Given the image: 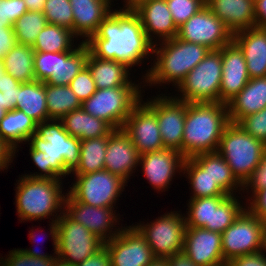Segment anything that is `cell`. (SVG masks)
Masks as SVG:
<instances>
[{"instance_id": "obj_1", "label": "cell", "mask_w": 266, "mask_h": 266, "mask_svg": "<svg viewBox=\"0 0 266 266\" xmlns=\"http://www.w3.org/2000/svg\"><path fill=\"white\" fill-rule=\"evenodd\" d=\"M84 43L93 56L123 63L129 69L140 66L144 58H151L154 48L139 16L134 11L121 9L111 11Z\"/></svg>"}, {"instance_id": "obj_2", "label": "cell", "mask_w": 266, "mask_h": 266, "mask_svg": "<svg viewBox=\"0 0 266 266\" xmlns=\"http://www.w3.org/2000/svg\"><path fill=\"white\" fill-rule=\"evenodd\" d=\"M27 142H30V157L41 173L34 172L26 176L63 179V176L72 175L79 164L81 140L70 136L60 120L38 123L36 133Z\"/></svg>"}, {"instance_id": "obj_3", "label": "cell", "mask_w": 266, "mask_h": 266, "mask_svg": "<svg viewBox=\"0 0 266 266\" xmlns=\"http://www.w3.org/2000/svg\"><path fill=\"white\" fill-rule=\"evenodd\" d=\"M229 123L227 104L187 102L182 142L183 157L186 159L217 151L223 131Z\"/></svg>"}, {"instance_id": "obj_4", "label": "cell", "mask_w": 266, "mask_h": 266, "mask_svg": "<svg viewBox=\"0 0 266 266\" xmlns=\"http://www.w3.org/2000/svg\"><path fill=\"white\" fill-rule=\"evenodd\" d=\"M154 44V64L143 79L149 86L170 84L177 88L196 65L209 53L208 47L187 42L177 37ZM160 46V47H157ZM154 84V85H153Z\"/></svg>"}, {"instance_id": "obj_5", "label": "cell", "mask_w": 266, "mask_h": 266, "mask_svg": "<svg viewBox=\"0 0 266 266\" xmlns=\"http://www.w3.org/2000/svg\"><path fill=\"white\" fill-rule=\"evenodd\" d=\"M62 182V179L32 178L23 174L15 189V205L19 218L24 222L53 216L54 221H57L64 212L66 197L65 193H62ZM59 211L58 215L56 212Z\"/></svg>"}, {"instance_id": "obj_6", "label": "cell", "mask_w": 266, "mask_h": 266, "mask_svg": "<svg viewBox=\"0 0 266 266\" xmlns=\"http://www.w3.org/2000/svg\"><path fill=\"white\" fill-rule=\"evenodd\" d=\"M50 235L54 253L63 262L76 266L104 247V241L79 222L73 221L65 212L57 221L50 219Z\"/></svg>"}, {"instance_id": "obj_7", "label": "cell", "mask_w": 266, "mask_h": 266, "mask_svg": "<svg viewBox=\"0 0 266 266\" xmlns=\"http://www.w3.org/2000/svg\"><path fill=\"white\" fill-rule=\"evenodd\" d=\"M265 149L262 141L230 122L223 131L217 151L243 185L259 165Z\"/></svg>"}, {"instance_id": "obj_8", "label": "cell", "mask_w": 266, "mask_h": 266, "mask_svg": "<svg viewBox=\"0 0 266 266\" xmlns=\"http://www.w3.org/2000/svg\"><path fill=\"white\" fill-rule=\"evenodd\" d=\"M234 195L189 199L185 217L187 228L224 232L246 206Z\"/></svg>"}, {"instance_id": "obj_9", "label": "cell", "mask_w": 266, "mask_h": 266, "mask_svg": "<svg viewBox=\"0 0 266 266\" xmlns=\"http://www.w3.org/2000/svg\"><path fill=\"white\" fill-rule=\"evenodd\" d=\"M222 77L221 49L210 50L177 87L175 98L188 103L220 102Z\"/></svg>"}, {"instance_id": "obj_10", "label": "cell", "mask_w": 266, "mask_h": 266, "mask_svg": "<svg viewBox=\"0 0 266 266\" xmlns=\"http://www.w3.org/2000/svg\"><path fill=\"white\" fill-rule=\"evenodd\" d=\"M141 87H116L97 89L82 103L86 113L121 129L134 106L143 98Z\"/></svg>"}, {"instance_id": "obj_11", "label": "cell", "mask_w": 266, "mask_h": 266, "mask_svg": "<svg viewBox=\"0 0 266 266\" xmlns=\"http://www.w3.org/2000/svg\"><path fill=\"white\" fill-rule=\"evenodd\" d=\"M179 212L164 213L153 222L134 225L145 237L155 258L166 259L183 250L187 226Z\"/></svg>"}, {"instance_id": "obj_12", "label": "cell", "mask_w": 266, "mask_h": 266, "mask_svg": "<svg viewBox=\"0 0 266 266\" xmlns=\"http://www.w3.org/2000/svg\"><path fill=\"white\" fill-rule=\"evenodd\" d=\"M222 254L225 263L235 257L265 249L262 220L245 208L236 220L221 233Z\"/></svg>"}, {"instance_id": "obj_13", "label": "cell", "mask_w": 266, "mask_h": 266, "mask_svg": "<svg viewBox=\"0 0 266 266\" xmlns=\"http://www.w3.org/2000/svg\"><path fill=\"white\" fill-rule=\"evenodd\" d=\"M75 177L68 193L76 201L95 207H114L127 186L124 179L105 169Z\"/></svg>"}, {"instance_id": "obj_14", "label": "cell", "mask_w": 266, "mask_h": 266, "mask_svg": "<svg viewBox=\"0 0 266 266\" xmlns=\"http://www.w3.org/2000/svg\"><path fill=\"white\" fill-rule=\"evenodd\" d=\"M176 37L210 50L221 49L233 41V33L207 6L178 27Z\"/></svg>"}, {"instance_id": "obj_15", "label": "cell", "mask_w": 266, "mask_h": 266, "mask_svg": "<svg viewBox=\"0 0 266 266\" xmlns=\"http://www.w3.org/2000/svg\"><path fill=\"white\" fill-rule=\"evenodd\" d=\"M163 95L158 94L154 99H147L145 103L156 113L164 148L173 149L182 154L187 102L176 99L172 95Z\"/></svg>"}, {"instance_id": "obj_16", "label": "cell", "mask_w": 266, "mask_h": 266, "mask_svg": "<svg viewBox=\"0 0 266 266\" xmlns=\"http://www.w3.org/2000/svg\"><path fill=\"white\" fill-rule=\"evenodd\" d=\"M131 226H122L118 235L104 243L111 266H146L155 259L145 237Z\"/></svg>"}, {"instance_id": "obj_17", "label": "cell", "mask_w": 266, "mask_h": 266, "mask_svg": "<svg viewBox=\"0 0 266 266\" xmlns=\"http://www.w3.org/2000/svg\"><path fill=\"white\" fill-rule=\"evenodd\" d=\"M122 129L129 136L140 155L165 149L156 113L142 98L132 109Z\"/></svg>"}, {"instance_id": "obj_18", "label": "cell", "mask_w": 266, "mask_h": 266, "mask_svg": "<svg viewBox=\"0 0 266 266\" xmlns=\"http://www.w3.org/2000/svg\"><path fill=\"white\" fill-rule=\"evenodd\" d=\"M66 194L64 212L73 221L85 226L104 242L120 233L122 227L113 230L119 222L114 207H95L83 204L76 201L69 193Z\"/></svg>"}, {"instance_id": "obj_19", "label": "cell", "mask_w": 266, "mask_h": 266, "mask_svg": "<svg viewBox=\"0 0 266 266\" xmlns=\"http://www.w3.org/2000/svg\"><path fill=\"white\" fill-rule=\"evenodd\" d=\"M184 160L179 151L165 148L141 154L138 165H141L143 175L149 184L155 190L165 192L176 172H183Z\"/></svg>"}, {"instance_id": "obj_20", "label": "cell", "mask_w": 266, "mask_h": 266, "mask_svg": "<svg viewBox=\"0 0 266 266\" xmlns=\"http://www.w3.org/2000/svg\"><path fill=\"white\" fill-rule=\"evenodd\" d=\"M198 266L225 264L221 233L204 228H186L182 250Z\"/></svg>"}, {"instance_id": "obj_21", "label": "cell", "mask_w": 266, "mask_h": 266, "mask_svg": "<svg viewBox=\"0 0 266 266\" xmlns=\"http://www.w3.org/2000/svg\"><path fill=\"white\" fill-rule=\"evenodd\" d=\"M222 77L219 92L220 103L227 104L249 82L246 61L243 52L232 41L221 48Z\"/></svg>"}, {"instance_id": "obj_22", "label": "cell", "mask_w": 266, "mask_h": 266, "mask_svg": "<svg viewBox=\"0 0 266 266\" xmlns=\"http://www.w3.org/2000/svg\"><path fill=\"white\" fill-rule=\"evenodd\" d=\"M140 154L123 129H115L108 137L104 169L129 180L139 164Z\"/></svg>"}, {"instance_id": "obj_23", "label": "cell", "mask_w": 266, "mask_h": 266, "mask_svg": "<svg viewBox=\"0 0 266 266\" xmlns=\"http://www.w3.org/2000/svg\"><path fill=\"white\" fill-rule=\"evenodd\" d=\"M134 12L139 16L149 40L156 44L175 38L178 27L175 25L166 0H150L141 4ZM155 40L153 41V37ZM156 36V37H155Z\"/></svg>"}, {"instance_id": "obj_24", "label": "cell", "mask_w": 266, "mask_h": 266, "mask_svg": "<svg viewBox=\"0 0 266 266\" xmlns=\"http://www.w3.org/2000/svg\"><path fill=\"white\" fill-rule=\"evenodd\" d=\"M243 52L250 78L266 77V28L252 27L233 34Z\"/></svg>"}, {"instance_id": "obj_25", "label": "cell", "mask_w": 266, "mask_h": 266, "mask_svg": "<svg viewBox=\"0 0 266 266\" xmlns=\"http://www.w3.org/2000/svg\"><path fill=\"white\" fill-rule=\"evenodd\" d=\"M72 6L73 34L86 42L98 30L99 24L113 9V0H69Z\"/></svg>"}, {"instance_id": "obj_26", "label": "cell", "mask_w": 266, "mask_h": 266, "mask_svg": "<svg viewBox=\"0 0 266 266\" xmlns=\"http://www.w3.org/2000/svg\"><path fill=\"white\" fill-rule=\"evenodd\" d=\"M206 6L233 34L255 27L254 0H206Z\"/></svg>"}, {"instance_id": "obj_27", "label": "cell", "mask_w": 266, "mask_h": 266, "mask_svg": "<svg viewBox=\"0 0 266 266\" xmlns=\"http://www.w3.org/2000/svg\"><path fill=\"white\" fill-rule=\"evenodd\" d=\"M231 123L266 108V77L250 78L247 85L227 103Z\"/></svg>"}, {"instance_id": "obj_28", "label": "cell", "mask_w": 266, "mask_h": 266, "mask_svg": "<svg viewBox=\"0 0 266 266\" xmlns=\"http://www.w3.org/2000/svg\"><path fill=\"white\" fill-rule=\"evenodd\" d=\"M86 67L91 73L96 89L140 87V83H132V80L129 79L131 69L123 63L101 59L89 52Z\"/></svg>"}, {"instance_id": "obj_29", "label": "cell", "mask_w": 266, "mask_h": 266, "mask_svg": "<svg viewBox=\"0 0 266 266\" xmlns=\"http://www.w3.org/2000/svg\"><path fill=\"white\" fill-rule=\"evenodd\" d=\"M60 121L69 135L79 140L110 136L115 130L108 122L86 113L83 108L67 113Z\"/></svg>"}, {"instance_id": "obj_30", "label": "cell", "mask_w": 266, "mask_h": 266, "mask_svg": "<svg viewBox=\"0 0 266 266\" xmlns=\"http://www.w3.org/2000/svg\"><path fill=\"white\" fill-rule=\"evenodd\" d=\"M37 123L24 112L13 109L6 112L0 121V138L15 152L20 143L28 141L36 133Z\"/></svg>"}, {"instance_id": "obj_31", "label": "cell", "mask_w": 266, "mask_h": 266, "mask_svg": "<svg viewBox=\"0 0 266 266\" xmlns=\"http://www.w3.org/2000/svg\"><path fill=\"white\" fill-rule=\"evenodd\" d=\"M16 109L24 112L37 124L48 121L46 83L37 80L21 83L18 87Z\"/></svg>"}, {"instance_id": "obj_32", "label": "cell", "mask_w": 266, "mask_h": 266, "mask_svg": "<svg viewBox=\"0 0 266 266\" xmlns=\"http://www.w3.org/2000/svg\"><path fill=\"white\" fill-rule=\"evenodd\" d=\"M191 158L209 174L212 180L215 181L227 195H236L235 192L243 191L242 184L233 175L231 168L218 151L198 154Z\"/></svg>"}, {"instance_id": "obj_33", "label": "cell", "mask_w": 266, "mask_h": 266, "mask_svg": "<svg viewBox=\"0 0 266 266\" xmlns=\"http://www.w3.org/2000/svg\"><path fill=\"white\" fill-rule=\"evenodd\" d=\"M89 54L87 45L83 42L71 51L58 52L57 72L45 82L51 85L66 86L73 78L86 67Z\"/></svg>"}, {"instance_id": "obj_34", "label": "cell", "mask_w": 266, "mask_h": 266, "mask_svg": "<svg viewBox=\"0 0 266 266\" xmlns=\"http://www.w3.org/2000/svg\"><path fill=\"white\" fill-rule=\"evenodd\" d=\"M34 53L32 46L16 44L2 58L6 73L20 83L34 81Z\"/></svg>"}, {"instance_id": "obj_35", "label": "cell", "mask_w": 266, "mask_h": 266, "mask_svg": "<svg viewBox=\"0 0 266 266\" xmlns=\"http://www.w3.org/2000/svg\"><path fill=\"white\" fill-rule=\"evenodd\" d=\"M109 136L81 140L80 160L73 175L89 174L104 170L106 147Z\"/></svg>"}, {"instance_id": "obj_36", "label": "cell", "mask_w": 266, "mask_h": 266, "mask_svg": "<svg viewBox=\"0 0 266 266\" xmlns=\"http://www.w3.org/2000/svg\"><path fill=\"white\" fill-rule=\"evenodd\" d=\"M46 104L48 120H60L67 113L82 108V103L68 85L57 86L46 83Z\"/></svg>"}, {"instance_id": "obj_37", "label": "cell", "mask_w": 266, "mask_h": 266, "mask_svg": "<svg viewBox=\"0 0 266 266\" xmlns=\"http://www.w3.org/2000/svg\"><path fill=\"white\" fill-rule=\"evenodd\" d=\"M73 32L67 28L46 24L32 46L35 52H66L75 45ZM73 41V42H72Z\"/></svg>"}, {"instance_id": "obj_38", "label": "cell", "mask_w": 266, "mask_h": 266, "mask_svg": "<svg viewBox=\"0 0 266 266\" xmlns=\"http://www.w3.org/2000/svg\"><path fill=\"white\" fill-rule=\"evenodd\" d=\"M183 171V174L188 175L191 190L193 189L191 198L228 196L192 158L184 160Z\"/></svg>"}, {"instance_id": "obj_39", "label": "cell", "mask_w": 266, "mask_h": 266, "mask_svg": "<svg viewBox=\"0 0 266 266\" xmlns=\"http://www.w3.org/2000/svg\"><path fill=\"white\" fill-rule=\"evenodd\" d=\"M43 12L27 11L13 24L17 44L33 46L38 34L46 26Z\"/></svg>"}, {"instance_id": "obj_40", "label": "cell", "mask_w": 266, "mask_h": 266, "mask_svg": "<svg viewBox=\"0 0 266 266\" xmlns=\"http://www.w3.org/2000/svg\"><path fill=\"white\" fill-rule=\"evenodd\" d=\"M43 14L47 24L58 25L73 32V12L69 0H46Z\"/></svg>"}, {"instance_id": "obj_41", "label": "cell", "mask_w": 266, "mask_h": 266, "mask_svg": "<svg viewBox=\"0 0 266 266\" xmlns=\"http://www.w3.org/2000/svg\"><path fill=\"white\" fill-rule=\"evenodd\" d=\"M166 3L177 27L206 6V0H166Z\"/></svg>"}, {"instance_id": "obj_42", "label": "cell", "mask_w": 266, "mask_h": 266, "mask_svg": "<svg viewBox=\"0 0 266 266\" xmlns=\"http://www.w3.org/2000/svg\"><path fill=\"white\" fill-rule=\"evenodd\" d=\"M58 52H35L34 75L35 80L46 82L52 74L57 72Z\"/></svg>"}, {"instance_id": "obj_43", "label": "cell", "mask_w": 266, "mask_h": 266, "mask_svg": "<svg viewBox=\"0 0 266 266\" xmlns=\"http://www.w3.org/2000/svg\"><path fill=\"white\" fill-rule=\"evenodd\" d=\"M245 132L266 145V108L243 117L237 123Z\"/></svg>"}, {"instance_id": "obj_44", "label": "cell", "mask_w": 266, "mask_h": 266, "mask_svg": "<svg viewBox=\"0 0 266 266\" xmlns=\"http://www.w3.org/2000/svg\"><path fill=\"white\" fill-rule=\"evenodd\" d=\"M76 97L83 103L96 92L95 82L87 67H84L68 85Z\"/></svg>"}, {"instance_id": "obj_45", "label": "cell", "mask_w": 266, "mask_h": 266, "mask_svg": "<svg viewBox=\"0 0 266 266\" xmlns=\"http://www.w3.org/2000/svg\"><path fill=\"white\" fill-rule=\"evenodd\" d=\"M27 11L24 0H0V28L13 27L15 21Z\"/></svg>"}, {"instance_id": "obj_46", "label": "cell", "mask_w": 266, "mask_h": 266, "mask_svg": "<svg viewBox=\"0 0 266 266\" xmlns=\"http://www.w3.org/2000/svg\"><path fill=\"white\" fill-rule=\"evenodd\" d=\"M4 260L7 266H52L57 258L31 257L23 249H14Z\"/></svg>"}, {"instance_id": "obj_47", "label": "cell", "mask_w": 266, "mask_h": 266, "mask_svg": "<svg viewBox=\"0 0 266 266\" xmlns=\"http://www.w3.org/2000/svg\"><path fill=\"white\" fill-rule=\"evenodd\" d=\"M242 188L243 193L244 190H249L250 188L251 191H259L266 188V149L263 152V156L259 165L254 169L251 176L242 185Z\"/></svg>"}, {"instance_id": "obj_48", "label": "cell", "mask_w": 266, "mask_h": 266, "mask_svg": "<svg viewBox=\"0 0 266 266\" xmlns=\"http://www.w3.org/2000/svg\"><path fill=\"white\" fill-rule=\"evenodd\" d=\"M252 196L247 199L246 208L260 219L266 215V188L259 191H252Z\"/></svg>"}, {"instance_id": "obj_49", "label": "cell", "mask_w": 266, "mask_h": 266, "mask_svg": "<svg viewBox=\"0 0 266 266\" xmlns=\"http://www.w3.org/2000/svg\"><path fill=\"white\" fill-rule=\"evenodd\" d=\"M266 250H262L260 252L242 255L239 257H235L230 262H228L229 266H266Z\"/></svg>"}, {"instance_id": "obj_50", "label": "cell", "mask_w": 266, "mask_h": 266, "mask_svg": "<svg viewBox=\"0 0 266 266\" xmlns=\"http://www.w3.org/2000/svg\"><path fill=\"white\" fill-rule=\"evenodd\" d=\"M16 44L13 27L0 28V57L3 58Z\"/></svg>"}, {"instance_id": "obj_51", "label": "cell", "mask_w": 266, "mask_h": 266, "mask_svg": "<svg viewBox=\"0 0 266 266\" xmlns=\"http://www.w3.org/2000/svg\"><path fill=\"white\" fill-rule=\"evenodd\" d=\"M76 266H111L110 256L104 246L93 256L88 257Z\"/></svg>"}, {"instance_id": "obj_52", "label": "cell", "mask_w": 266, "mask_h": 266, "mask_svg": "<svg viewBox=\"0 0 266 266\" xmlns=\"http://www.w3.org/2000/svg\"><path fill=\"white\" fill-rule=\"evenodd\" d=\"M16 152L0 138V171L5 170L13 162Z\"/></svg>"}, {"instance_id": "obj_53", "label": "cell", "mask_w": 266, "mask_h": 266, "mask_svg": "<svg viewBox=\"0 0 266 266\" xmlns=\"http://www.w3.org/2000/svg\"><path fill=\"white\" fill-rule=\"evenodd\" d=\"M255 27L266 28V0H254Z\"/></svg>"}, {"instance_id": "obj_54", "label": "cell", "mask_w": 266, "mask_h": 266, "mask_svg": "<svg viewBox=\"0 0 266 266\" xmlns=\"http://www.w3.org/2000/svg\"><path fill=\"white\" fill-rule=\"evenodd\" d=\"M168 266H198L183 251L166 258Z\"/></svg>"}, {"instance_id": "obj_55", "label": "cell", "mask_w": 266, "mask_h": 266, "mask_svg": "<svg viewBox=\"0 0 266 266\" xmlns=\"http://www.w3.org/2000/svg\"><path fill=\"white\" fill-rule=\"evenodd\" d=\"M7 111L16 109L18 88L1 89Z\"/></svg>"}, {"instance_id": "obj_56", "label": "cell", "mask_w": 266, "mask_h": 266, "mask_svg": "<svg viewBox=\"0 0 266 266\" xmlns=\"http://www.w3.org/2000/svg\"><path fill=\"white\" fill-rule=\"evenodd\" d=\"M20 85V82L5 72L0 79V92L1 89L18 88Z\"/></svg>"}, {"instance_id": "obj_57", "label": "cell", "mask_w": 266, "mask_h": 266, "mask_svg": "<svg viewBox=\"0 0 266 266\" xmlns=\"http://www.w3.org/2000/svg\"><path fill=\"white\" fill-rule=\"evenodd\" d=\"M35 232L31 229V233L29 232V238H30V240H33L34 242L33 243H35L36 242V234H34ZM46 236V235H45ZM40 242V241H39ZM43 242V241H42ZM24 250V252H26L28 255H30L31 257H39V258H57V256L55 255V256H52V255H47V253H41V251H38V250H31V248L29 249H23Z\"/></svg>"}, {"instance_id": "obj_58", "label": "cell", "mask_w": 266, "mask_h": 266, "mask_svg": "<svg viewBox=\"0 0 266 266\" xmlns=\"http://www.w3.org/2000/svg\"><path fill=\"white\" fill-rule=\"evenodd\" d=\"M28 11L43 12L46 0H24Z\"/></svg>"}, {"instance_id": "obj_59", "label": "cell", "mask_w": 266, "mask_h": 266, "mask_svg": "<svg viewBox=\"0 0 266 266\" xmlns=\"http://www.w3.org/2000/svg\"><path fill=\"white\" fill-rule=\"evenodd\" d=\"M150 1V0H124L125 2L121 8V10L124 11H134L136 8H138L141 4Z\"/></svg>"}, {"instance_id": "obj_60", "label": "cell", "mask_w": 266, "mask_h": 266, "mask_svg": "<svg viewBox=\"0 0 266 266\" xmlns=\"http://www.w3.org/2000/svg\"><path fill=\"white\" fill-rule=\"evenodd\" d=\"M146 266H168V265L166 259L155 258L152 262H150Z\"/></svg>"}, {"instance_id": "obj_61", "label": "cell", "mask_w": 266, "mask_h": 266, "mask_svg": "<svg viewBox=\"0 0 266 266\" xmlns=\"http://www.w3.org/2000/svg\"><path fill=\"white\" fill-rule=\"evenodd\" d=\"M7 110L5 109V104H4V98L2 92H0V121L6 114Z\"/></svg>"}, {"instance_id": "obj_62", "label": "cell", "mask_w": 266, "mask_h": 266, "mask_svg": "<svg viewBox=\"0 0 266 266\" xmlns=\"http://www.w3.org/2000/svg\"><path fill=\"white\" fill-rule=\"evenodd\" d=\"M52 266H71V265L57 258Z\"/></svg>"}, {"instance_id": "obj_63", "label": "cell", "mask_w": 266, "mask_h": 266, "mask_svg": "<svg viewBox=\"0 0 266 266\" xmlns=\"http://www.w3.org/2000/svg\"><path fill=\"white\" fill-rule=\"evenodd\" d=\"M3 59L0 57V79L2 78L3 73H5Z\"/></svg>"}, {"instance_id": "obj_64", "label": "cell", "mask_w": 266, "mask_h": 266, "mask_svg": "<svg viewBox=\"0 0 266 266\" xmlns=\"http://www.w3.org/2000/svg\"><path fill=\"white\" fill-rule=\"evenodd\" d=\"M262 225H263V232H264V236H265V239H266V215H264L262 218Z\"/></svg>"}, {"instance_id": "obj_65", "label": "cell", "mask_w": 266, "mask_h": 266, "mask_svg": "<svg viewBox=\"0 0 266 266\" xmlns=\"http://www.w3.org/2000/svg\"><path fill=\"white\" fill-rule=\"evenodd\" d=\"M3 259V257L0 259V266H7V264L5 263V261H4V259Z\"/></svg>"}, {"instance_id": "obj_66", "label": "cell", "mask_w": 266, "mask_h": 266, "mask_svg": "<svg viewBox=\"0 0 266 266\" xmlns=\"http://www.w3.org/2000/svg\"><path fill=\"white\" fill-rule=\"evenodd\" d=\"M220 266H229V265H228V263H225V264H223V265H220Z\"/></svg>"}]
</instances>
